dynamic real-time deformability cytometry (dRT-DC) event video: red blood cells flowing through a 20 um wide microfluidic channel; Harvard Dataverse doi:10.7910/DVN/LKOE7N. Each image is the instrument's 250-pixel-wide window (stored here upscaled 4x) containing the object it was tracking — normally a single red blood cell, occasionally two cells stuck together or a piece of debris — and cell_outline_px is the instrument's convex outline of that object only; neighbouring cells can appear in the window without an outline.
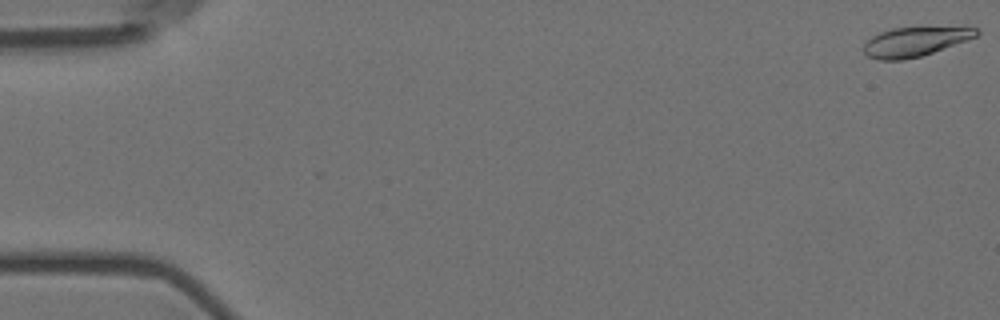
{"species": "Egyptian fruit bat (a non-hibernating species)", "species_latin": "Rousettus aegyptiacus", "temperature_condition": "room temperature", "stored_images_in_passage": 18, "camera_frame_rate_fps": 3000, "um_per_image_px": 0.085, "animal": {"sex": "female"}, "frame": {"image": 1, "passage_image": 1, "time_ms": 0.0, "image_size_px": [1000, 320], "cell_outline_px": [[980, 32], [976, 36], [932, 52], [920, 56], [904, 60], [880, 60], [868, 56], [864, 52], [864, 44], [872, 36], [880, 32], [892, 28], [980, 28]], "centroid_in_image_um": [77.71, 3.56], "position_along_channel_um": 7.3, "area_um2": 18.67}}
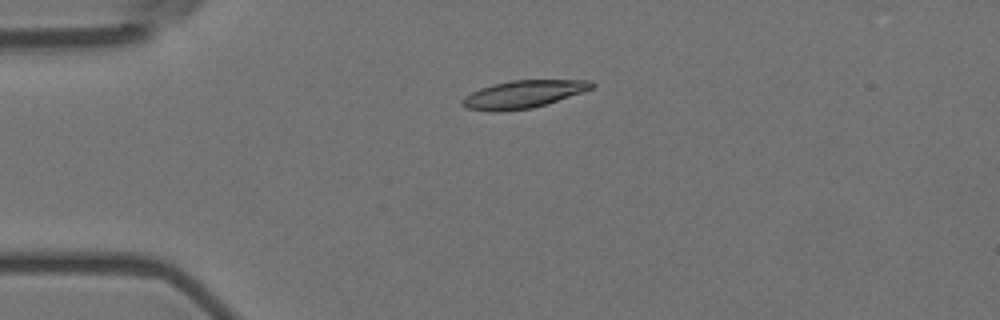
{"frame": {"image": 2, "passage_image": 14, "time_ms": 4.333, "image_size_px": [1000, 320], "cell_outline_px": [[596, 84], [592, 88], [532, 108], [500, 112], [492, 112], [468, 108], [460, 104], [460, 100], [464, 96], [480, 88], [492, 84], [512, 80], [592, 80]], "centroid_in_image_um": [44.4, 8.01], "position_along_channel_um": 40.6, "area_um2": 20.69}}